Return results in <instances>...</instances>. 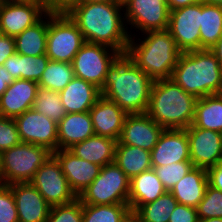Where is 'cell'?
Wrapping results in <instances>:
<instances>
[{
	"label": "cell",
	"mask_w": 222,
	"mask_h": 222,
	"mask_svg": "<svg viewBox=\"0 0 222 222\" xmlns=\"http://www.w3.org/2000/svg\"><path fill=\"white\" fill-rule=\"evenodd\" d=\"M64 11L86 42L106 45L126 54L131 34L126 27L122 1L71 2Z\"/></svg>",
	"instance_id": "1"
},
{
	"label": "cell",
	"mask_w": 222,
	"mask_h": 222,
	"mask_svg": "<svg viewBox=\"0 0 222 222\" xmlns=\"http://www.w3.org/2000/svg\"><path fill=\"white\" fill-rule=\"evenodd\" d=\"M153 82L126 54H121L109 67L100 92L127 114H142L147 112Z\"/></svg>",
	"instance_id": "2"
},
{
	"label": "cell",
	"mask_w": 222,
	"mask_h": 222,
	"mask_svg": "<svg viewBox=\"0 0 222 222\" xmlns=\"http://www.w3.org/2000/svg\"><path fill=\"white\" fill-rule=\"evenodd\" d=\"M143 40L130 35L126 55L153 80L171 78L182 51L166 30L142 33Z\"/></svg>",
	"instance_id": "3"
},
{
	"label": "cell",
	"mask_w": 222,
	"mask_h": 222,
	"mask_svg": "<svg viewBox=\"0 0 222 222\" xmlns=\"http://www.w3.org/2000/svg\"><path fill=\"white\" fill-rule=\"evenodd\" d=\"M170 79L197 98L222 93V66L209 49L182 52Z\"/></svg>",
	"instance_id": "4"
},
{
	"label": "cell",
	"mask_w": 222,
	"mask_h": 222,
	"mask_svg": "<svg viewBox=\"0 0 222 222\" xmlns=\"http://www.w3.org/2000/svg\"><path fill=\"white\" fill-rule=\"evenodd\" d=\"M197 99L170 78L154 80L146 113L164 129H186L193 122Z\"/></svg>",
	"instance_id": "5"
},
{
	"label": "cell",
	"mask_w": 222,
	"mask_h": 222,
	"mask_svg": "<svg viewBox=\"0 0 222 222\" xmlns=\"http://www.w3.org/2000/svg\"><path fill=\"white\" fill-rule=\"evenodd\" d=\"M52 154L46 147L20 143L0 153V184L30 182Z\"/></svg>",
	"instance_id": "6"
},
{
	"label": "cell",
	"mask_w": 222,
	"mask_h": 222,
	"mask_svg": "<svg viewBox=\"0 0 222 222\" xmlns=\"http://www.w3.org/2000/svg\"><path fill=\"white\" fill-rule=\"evenodd\" d=\"M85 42L78 26L64 10L48 11L46 56L51 61L72 63Z\"/></svg>",
	"instance_id": "7"
},
{
	"label": "cell",
	"mask_w": 222,
	"mask_h": 222,
	"mask_svg": "<svg viewBox=\"0 0 222 222\" xmlns=\"http://www.w3.org/2000/svg\"><path fill=\"white\" fill-rule=\"evenodd\" d=\"M130 178L115 163L101 167L99 175L77 197L82 204H128Z\"/></svg>",
	"instance_id": "8"
},
{
	"label": "cell",
	"mask_w": 222,
	"mask_h": 222,
	"mask_svg": "<svg viewBox=\"0 0 222 222\" xmlns=\"http://www.w3.org/2000/svg\"><path fill=\"white\" fill-rule=\"evenodd\" d=\"M120 55V52L106 45L85 42L73 58L74 75L101 90L109 67Z\"/></svg>",
	"instance_id": "9"
},
{
	"label": "cell",
	"mask_w": 222,
	"mask_h": 222,
	"mask_svg": "<svg viewBox=\"0 0 222 222\" xmlns=\"http://www.w3.org/2000/svg\"><path fill=\"white\" fill-rule=\"evenodd\" d=\"M30 183L51 207L71 203L77 198L53 154L36 171Z\"/></svg>",
	"instance_id": "10"
},
{
	"label": "cell",
	"mask_w": 222,
	"mask_h": 222,
	"mask_svg": "<svg viewBox=\"0 0 222 222\" xmlns=\"http://www.w3.org/2000/svg\"><path fill=\"white\" fill-rule=\"evenodd\" d=\"M125 22L148 31L166 30L169 24L170 10L166 0H122Z\"/></svg>",
	"instance_id": "11"
},
{
	"label": "cell",
	"mask_w": 222,
	"mask_h": 222,
	"mask_svg": "<svg viewBox=\"0 0 222 222\" xmlns=\"http://www.w3.org/2000/svg\"><path fill=\"white\" fill-rule=\"evenodd\" d=\"M201 2L170 11L167 30L182 52L200 50Z\"/></svg>",
	"instance_id": "12"
},
{
	"label": "cell",
	"mask_w": 222,
	"mask_h": 222,
	"mask_svg": "<svg viewBox=\"0 0 222 222\" xmlns=\"http://www.w3.org/2000/svg\"><path fill=\"white\" fill-rule=\"evenodd\" d=\"M22 143L46 147L52 153L58 150L57 124L33 108L14 118Z\"/></svg>",
	"instance_id": "13"
},
{
	"label": "cell",
	"mask_w": 222,
	"mask_h": 222,
	"mask_svg": "<svg viewBox=\"0 0 222 222\" xmlns=\"http://www.w3.org/2000/svg\"><path fill=\"white\" fill-rule=\"evenodd\" d=\"M48 11L41 1H7L0 7V28L5 36L15 38Z\"/></svg>",
	"instance_id": "14"
},
{
	"label": "cell",
	"mask_w": 222,
	"mask_h": 222,
	"mask_svg": "<svg viewBox=\"0 0 222 222\" xmlns=\"http://www.w3.org/2000/svg\"><path fill=\"white\" fill-rule=\"evenodd\" d=\"M185 130L189 140L190 161L194 167L208 169L222 161V133L192 124Z\"/></svg>",
	"instance_id": "15"
},
{
	"label": "cell",
	"mask_w": 222,
	"mask_h": 222,
	"mask_svg": "<svg viewBox=\"0 0 222 222\" xmlns=\"http://www.w3.org/2000/svg\"><path fill=\"white\" fill-rule=\"evenodd\" d=\"M164 128L147 113L128 114L116 144H126L151 152Z\"/></svg>",
	"instance_id": "16"
},
{
	"label": "cell",
	"mask_w": 222,
	"mask_h": 222,
	"mask_svg": "<svg viewBox=\"0 0 222 222\" xmlns=\"http://www.w3.org/2000/svg\"><path fill=\"white\" fill-rule=\"evenodd\" d=\"M190 161V149L185 129H164L151 150L152 167Z\"/></svg>",
	"instance_id": "17"
},
{
	"label": "cell",
	"mask_w": 222,
	"mask_h": 222,
	"mask_svg": "<svg viewBox=\"0 0 222 222\" xmlns=\"http://www.w3.org/2000/svg\"><path fill=\"white\" fill-rule=\"evenodd\" d=\"M59 161L71 190L78 197L99 175L101 166L77 157L69 149L52 153Z\"/></svg>",
	"instance_id": "18"
},
{
	"label": "cell",
	"mask_w": 222,
	"mask_h": 222,
	"mask_svg": "<svg viewBox=\"0 0 222 222\" xmlns=\"http://www.w3.org/2000/svg\"><path fill=\"white\" fill-rule=\"evenodd\" d=\"M9 186L16 202L19 222H46L51 206L30 182Z\"/></svg>",
	"instance_id": "19"
},
{
	"label": "cell",
	"mask_w": 222,
	"mask_h": 222,
	"mask_svg": "<svg viewBox=\"0 0 222 222\" xmlns=\"http://www.w3.org/2000/svg\"><path fill=\"white\" fill-rule=\"evenodd\" d=\"M95 135L119 140L128 115L118 104L101 96L89 111Z\"/></svg>",
	"instance_id": "20"
},
{
	"label": "cell",
	"mask_w": 222,
	"mask_h": 222,
	"mask_svg": "<svg viewBox=\"0 0 222 222\" xmlns=\"http://www.w3.org/2000/svg\"><path fill=\"white\" fill-rule=\"evenodd\" d=\"M39 84L37 82L14 80L0 96L1 117L16 118L33 107Z\"/></svg>",
	"instance_id": "21"
},
{
	"label": "cell",
	"mask_w": 222,
	"mask_h": 222,
	"mask_svg": "<svg viewBox=\"0 0 222 222\" xmlns=\"http://www.w3.org/2000/svg\"><path fill=\"white\" fill-rule=\"evenodd\" d=\"M59 94L66 114L89 112L101 97L99 88L78 77H74Z\"/></svg>",
	"instance_id": "22"
},
{
	"label": "cell",
	"mask_w": 222,
	"mask_h": 222,
	"mask_svg": "<svg viewBox=\"0 0 222 222\" xmlns=\"http://www.w3.org/2000/svg\"><path fill=\"white\" fill-rule=\"evenodd\" d=\"M58 149H69L95 135L89 112L68 113L57 124Z\"/></svg>",
	"instance_id": "23"
},
{
	"label": "cell",
	"mask_w": 222,
	"mask_h": 222,
	"mask_svg": "<svg viewBox=\"0 0 222 222\" xmlns=\"http://www.w3.org/2000/svg\"><path fill=\"white\" fill-rule=\"evenodd\" d=\"M167 190L156 175L154 169L144 171L130 179V209L137 210L141 205L154 202Z\"/></svg>",
	"instance_id": "24"
},
{
	"label": "cell",
	"mask_w": 222,
	"mask_h": 222,
	"mask_svg": "<svg viewBox=\"0 0 222 222\" xmlns=\"http://www.w3.org/2000/svg\"><path fill=\"white\" fill-rule=\"evenodd\" d=\"M207 185V169L193 167L187 175L175 184L170 192L179 204L197 208L203 199Z\"/></svg>",
	"instance_id": "25"
},
{
	"label": "cell",
	"mask_w": 222,
	"mask_h": 222,
	"mask_svg": "<svg viewBox=\"0 0 222 222\" xmlns=\"http://www.w3.org/2000/svg\"><path fill=\"white\" fill-rule=\"evenodd\" d=\"M116 143L112 138L93 135L69 150L77 157L103 167L114 162Z\"/></svg>",
	"instance_id": "26"
},
{
	"label": "cell",
	"mask_w": 222,
	"mask_h": 222,
	"mask_svg": "<svg viewBox=\"0 0 222 222\" xmlns=\"http://www.w3.org/2000/svg\"><path fill=\"white\" fill-rule=\"evenodd\" d=\"M48 12L33 26L16 36V53L27 56L46 55Z\"/></svg>",
	"instance_id": "27"
},
{
	"label": "cell",
	"mask_w": 222,
	"mask_h": 222,
	"mask_svg": "<svg viewBox=\"0 0 222 222\" xmlns=\"http://www.w3.org/2000/svg\"><path fill=\"white\" fill-rule=\"evenodd\" d=\"M46 55L27 56L14 53L3 64L14 80L26 79L37 82L49 62Z\"/></svg>",
	"instance_id": "28"
},
{
	"label": "cell",
	"mask_w": 222,
	"mask_h": 222,
	"mask_svg": "<svg viewBox=\"0 0 222 222\" xmlns=\"http://www.w3.org/2000/svg\"><path fill=\"white\" fill-rule=\"evenodd\" d=\"M192 125L222 133V93L197 99Z\"/></svg>",
	"instance_id": "29"
},
{
	"label": "cell",
	"mask_w": 222,
	"mask_h": 222,
	"mask_svg": "<svg viewBox=\"0 0 222 222\" xmlns=\"http://www.w3.org/2000/svg\"><path fill=\"white\" fill-rule=\"evenodd\" d=\"M114 162L130 179L144 171L152 169L151 152L138 146L116 144Z\"/></svg>",
	"instance_id": "30"
},
{
	"label": "cell",
	"mask_w": 222,
	"mask_h": 222,
	"mask_svg": "<svg viewBox=\"0 0 222 222\" xmlns=\"http://www.w3.org/2000/svg\"><path fill=\"white\" fill-rule=\"evenodd\" d=\"M222 33V6L201 2L200 49H211Z\"/></svg>",
	"instance_id": "31"
},
{
	"label": "cell",
	"mask_w": 222,
	"mask_h": 222,
	"mask_svg": "<svg viewBox=\"0 0 222 222\" xmlns=\"http://www.w3.org/2000/svg\"><path fill=\"white\" fill-rule=\"evenodd\" d=\"M74 77L72 63L49 60L38 84L41 88L60 92Z\"/></svg>",
	"instance_id": "32"
},
{
	"label": "cell",
	"mask_w": 222,
	"mask_h": 222,
	"mask_svg": "<svg viewBox=\"0 0 222 222\" xmlns=\"http://www.w3.org/2000/svg\"><path fill=\"white\" fill-rule=\"evenodd\" d=\"M177 204L173 194L167 191L154 202L141 205L136 211L143 222H169L170 214Z\"/></svg>",
	"instance_id": "33"
},
{
	"label": "cell",
	"mask_w": 222,
	"mask_h": 222,
	"mask_svg": "<svg viewBox=\"0 0 222 222\" xmlns=\"http://www.w3.org/2000/svg\"><path fill=\"white\" fill-rule=\"evenodd\" d=\"M56 124L66 115L59 92L39 87L32 107Z\"/></svg>",
	"instance_id": "34"
},
{
	"label": "cell",
	"mask_w": 222,
	"mask_h": 222,
	"mask_svg": "<svg viewBox=\"0 0 222 222\" xmlns=\"http://www.w3.org/2000/svg\"><path fill=\"white\" fill-rule=\"evenodd\" d=\"M129 209L128 204H83V222H121Z\"/></svg>",
	"instance_id": "35"
},
{
	"label": "cell",
	"mask_w": 222,
	"mask_h": 222,
	"mask_svg": "<svg viewBox=\"0 0 222 222\" xmlns=\"http://www.w3.org/2000/svg\"><path fill=\"white\" fill-rule=\"evenodd\" d=\"M194 167L191 161H181L174 162L172 164L152 167L160 179L161 183L164 185L167 191L175 186L178 181L189 173V171Z\"/></svg>",
	"instance_id": "36"
},
{
	"label": "cell",
	"mask_w": 222,
	"mask_h": 222,
	"mask_svg": "<svg viewBox=\"0 0 222 222\" xmlns=\"http://www.w3.org/2000/svg\"><path fill=\"white\" fill-rule=\"evenodd\" d=\"M197 213L199 219L222 218V191L208 184Z\"/></svg>",
	"instance_id": "37"
},
{
	"label": "cell",
	"mask_w": 222,
	"mask_h": 222,
	"mask_svg": "<svg viewBox=\"0 0 222 222\" xmlns=\"http://www.w3.org/2000/svg\"><path fill=\"white\" fill-rule=\"evenodd\" d=\"M46 222H83V204L76 198L71 203L52 206Z\"/></svg>",
	"instance_id": "38"
},
{
	"label": "cell",
	"mask_w": 222,
	"mask_h": 222,
	"mask_svg": "<svg viewBox=\"0 0 222 222\" xmlns=\"http://www.w3.org/2000/svg\"><path fill=\"white\" fill-rule=\"evenodd\" d=\"M0 222H19L13 193L4 184H0Z\"/></svg>",
	"instance_id": "39"
},
{
	"label": "cell",
	"mask_w": 222,
	"mask_h": 222,
	"mask_svg": "<svg viewBox=\"0 0 222 222\" xmlns=\"http://www.w3.org/2000/svg\"><path fill=\"white\" fill-rule=\"evenodd\" d=\"M21 143L13 118L0 117V153Z\"/></svg>",
	"instance_id": "40"
},
{
	"label": "cell",
	"mask_w": 222,
	"mask_h": 222,
	"mask_svg": "<svg viewBox=\"0 0 222 222\" xmlns=\"http://www.w3.org/2000/svg\"><path fill=\"white\" fill-rule=\"evenodd\" d=\"M170 215L169 222H198L199 219L197 208L179 203Z\"/></svg>",
	"instance_id": "41"
},
{
	"label": "cell",
	"mask_w": 222,
	"mask_h": 222,
	"mask_svg": "<svg viewBox=\"0 0 222 222\" xmlns=\"http://www.w3.org/2000/svg\"><path fill=\"white\" fill-rule=\"evenodd\" d=\"M14 53H16L15 39L4 35L0 39V66Z\"/></svg>",
	"instance_id": "42"
},
{
	"label": "cell",
	"mask_w": 222,
	"mask_h": 222,
	"mask_svg": "<svg viewBox=\"0 0 222 222\" xmlns=\"http://www.w3.org/2000/svg\"><path fill=\"white\" fill-rule=\"evenodd\" d=\"M208 184L215 189L222 191V161L207 169Z\"/></svg>",
	"instance_id": "43"
},
{
	"label": "cell",
	"mask_w": 222,
	"mask_h": 222,
	"mask_svg": "<svg viewBox=\"0 0 222 222\" xmlns=\"http://www.w3.org/2000/svg\"><path fill=\"white\" fill-rule=\"evenodd\" d=\"M14 81L7 69L0 66V96L6 91L7 87Z\"/></svg>",
	"instance_id": "44"
},
{
	"label": "cell",
	"mask_w": 222,
	"mask_h": 222,
	"mask_svg": "<svg viewBox=\"0 0 222 222\" xmlns=\"http://www.w3.org/2000/svg\"><path fill=\"white\" fill-rule=\"evenodd\" d=\"M73 0H41L49 10H64Z\"/></svg>",
	"instance_id": "45"
},
{
	"label": "cell",
	"mask_w": 222,
	"mask_h": 222,
	"mask_svg": "<svg viewBox=\"0 0 222 222\" xmlns=\"http://www.w3.org/2000/svg\"><path fill=\"white\" fill-rule=\"evenodd\" d=\"M166 1L169 10L172 11L181 7H186L187 5L202 2L203 0H166Z\"/></svg>",
	"instance_id": "46"
},
{
	"label": "cell",
	"mask_w": 222,
	"mask_h": 222,
	"mask_svg": "<svg viewBox=\"0 0 222 222\" xmlns=\"http://www.w3.org/2000/svg\"><path fill=\"white\" fill-rule=\"evenodd\" d=\"M121 222H143V221L136 210L129 209L122 217Z\"/></svg>",
	"instance_id": "47"
},
{
	"label": "cell",
	"mask_w": 222,
	"mask_h": 222,
	"mask_svg": "<svg viewBox=\"0 0 222 222\" xmlns=\"http://www.w3.org/2000/svg\"><path fill=\"white\" fill-rule=\"evenodd\" d=\"M209 50L214 54L222 66V33L216 44Z\"/></svg>",
	"instance_id": "48"
},
{
	"label": "cell",
	"mask_w": 222,
	"mask_h": 222,
	"mask_svg": "<svg viewBox=\"0 0 222 222\" xmlns=\"http://www.w3.org/2000/svg\"><path fill=\"white\" fill-rule=\"evenodd\" d=\"M198 222H222V218L198 219Z\"/></svg>",
	"instance_id": "49"
},
{
	"label": "cell",
	"mask_w": 222,
	"mask_h": 222,
	"mask_svg": "<svg viewBox=\"0 0 222 222\" xmlns=\"http://www.w3.org/2000/svg\"><path fill=\"white\" fill-rule=\"evenodd\" d=\"M206 3L222 6V0H203Z\"/></svg>",
	"instance_id": "50"
},
{
	"label": "cell",
	"mask_w": 222,
	"mask_h": 222,
	"mask_svg": "<svg viewBox=\"0 0 222 222\" xmlns=\"http://www.w3.org/2000/svg\"><path fill=\"white\" fill-rule=\"evenodd\" d=\"M82 1L106 2V1H122V0H73L72 2H82Z\"/></svg>",
	"instance_id": "51"
},
{
	"label": "cell",
	"mask_w": 222,
	"mask_h": 222,
	"mask_svg": "<svg viewBox=\"0 0 222 222\" xmlns=\"http://www.w3.org/2000/svg\"><path fill=\"white\" fill-rule=\"evenodd\" d=\"M8 1L21 2V1H41V0H8Z\"/></svg>",
	"instance_id": "52"
},
{
	"label": "cell",
	"mask_w": 222,
	"mask_h": 222,
	"mask_svg": "<svg viewBox=\"0 0 222 222\" xmlns=\"http://www.w3.org/2000/svg\"><path fill=\"white\" fill-rule=\"evenodd\" d=\"M8 0H0V7L3 6Z\"/></svg>",
	"instance_id": "53"
},
{
	"label": "cell",
	"mask_w": 222,
	"mask_h": 222,
	"mask_svg": "<svg viewBox=\"0 0 222 222\" xmlns=\"http://www.w3.org/2000/svg\"><path fill=\"white\" fill-rule=\"evenodd\" d=\"M4 36L2 29L0 28V39Z\"/></svg>",
	"instance_id": "54"
}]
</instances>
